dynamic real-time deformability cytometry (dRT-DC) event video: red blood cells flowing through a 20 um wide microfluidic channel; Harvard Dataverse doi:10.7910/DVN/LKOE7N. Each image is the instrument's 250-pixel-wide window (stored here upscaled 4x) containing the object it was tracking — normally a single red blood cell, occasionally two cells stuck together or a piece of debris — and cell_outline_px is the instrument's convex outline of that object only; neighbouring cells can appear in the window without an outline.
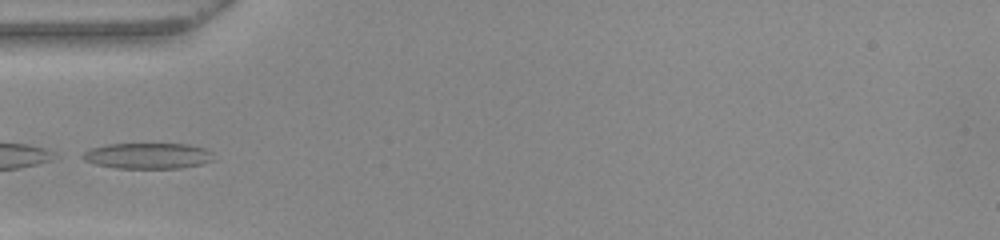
{"species": "common noctule bat (a hibernating species)", "species_latin": "Nyctalus noctula", "temperature_condition": "warm", "stored_images_in_passage": 34, "camera_frame_rate_fps": 3000, "um_per_image_px": 0.085, "animal": {"sex": "female", "body_mass_g": 22.0, "forearm_length_mm": 56.7}, "frame": {"image": 1, "passage_image": 1, "time_ms": 0.0, "image_size_px": [1000, 240], "cell_outline_px": [[212, 160], [204, 164], [180, 168], [116, 168], [96, 164], [84, 160], [80, 156], [84, 152], [92, 148], [108, 144], [188, 144], [204, 148], [212, 152]], "centroid_in_image_um": [12.57, 13.25], "position_along_channel_um": 72.4, "area_um2": 19.65}}
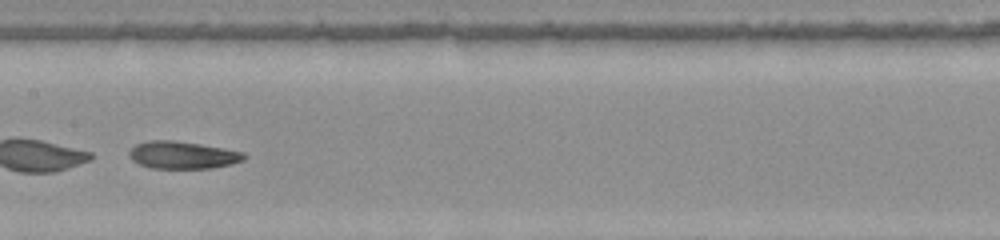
{"frame": {"image": 2, "passage_image": 10, "time_ms": 3.0, "image_size_px": [1000, 240], "cell_outline_px": [[248, 156], [244, 160], [232, 164], [212, 168], [148, 168], [132, 160], [128, 156], [128, 152], [136, 144], [148, 140], [176, 140], [224, 148], [244, 152]], "centroid_in_image_um": [15.53, 13.17], "position_along_channel_um": 191.9, "area_um2": 18.55}}